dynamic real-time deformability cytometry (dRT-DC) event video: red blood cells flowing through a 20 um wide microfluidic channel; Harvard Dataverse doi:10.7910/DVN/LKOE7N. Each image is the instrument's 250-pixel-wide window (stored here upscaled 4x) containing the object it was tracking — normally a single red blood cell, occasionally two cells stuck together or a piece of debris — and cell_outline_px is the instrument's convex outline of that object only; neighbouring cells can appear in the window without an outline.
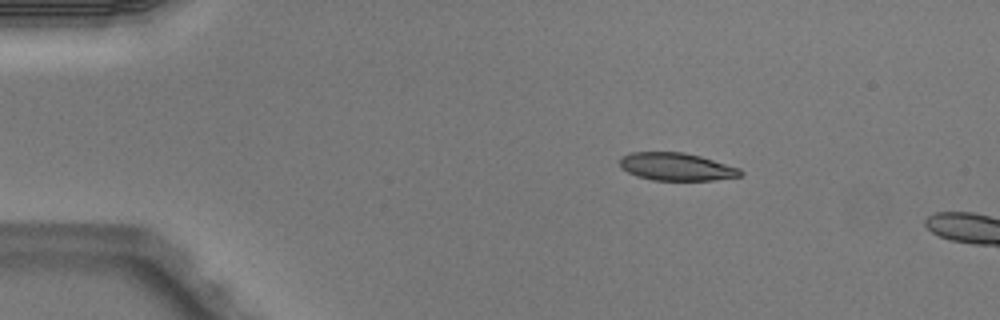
{"species": "Egyptian fruit bat (a non-hibernating species)", "species_latin": "Rousettus aegyptiacus", "temperature_condition": "warm", "stored_images_in_passage": 2, "camera_frame_rate_fps": 3000, "um_per_image_px": 0.085, "animal": {"sex": "male"}, "frame": {"image": 1, "passage_image": 1, "time_ms": 0.0, "image_size_px": [1000, 320], "cell_outline_px": [[744, 172], [740, 176], [712, 180], [652, 180], [636, 176], [620, 168], [620, 156], [632, 152], [684, 152], [700, 156], [740, 168]], "centroid_in_image_um": [57.47, 14.17], "position_along_channel_um": 27.5, "area_um2": 19.54}}